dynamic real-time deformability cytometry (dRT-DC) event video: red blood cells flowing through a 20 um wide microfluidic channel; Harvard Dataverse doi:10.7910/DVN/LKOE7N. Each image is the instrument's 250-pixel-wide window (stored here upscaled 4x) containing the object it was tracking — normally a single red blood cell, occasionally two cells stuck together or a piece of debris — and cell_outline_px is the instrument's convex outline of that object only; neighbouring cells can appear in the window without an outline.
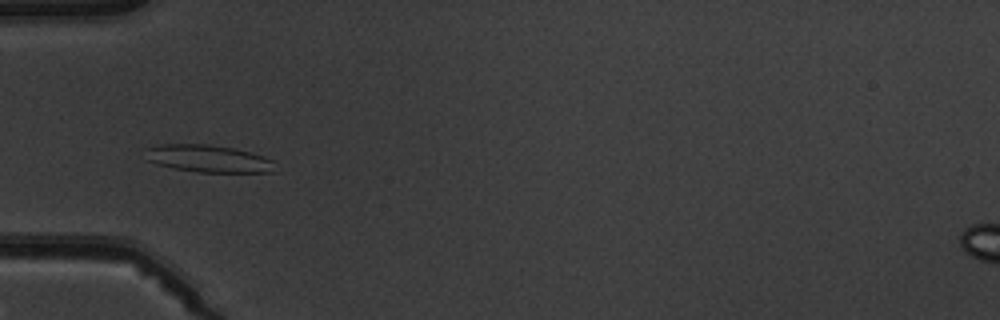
{"species": "common noctule bat (a hibernating species)", "species_latin": "Nyctalus noctula", "temperature_condition": "warm", "stored_images_in_passage": 8, "camera_frame_rate_fps": 3000, "um_per_image_px": 0.085, "animal": {"sex": "male", "body_mass_g": 19.5, "forearm_length_mm": 54.6}, "frame": {"image": 1, "passage_image": 5, "time_ms": 4.667, "image_size_px": [1000, 320], "cell_outline_px": [[276, 172], [196, 172], [172, 168], [156, 164], [144, 160], [144, 148], [160, 144], [208, 144], [232, 148], [252, 152], [276, 160]], "centroid_in_image_um": [17.69, 13.48], "position_along_channel_um": 67.3, "area_um2": 21.27}}
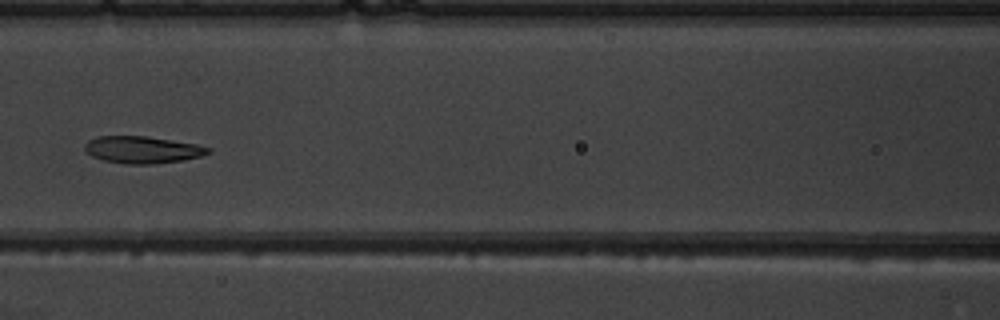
{"frame": {"image": 2, "passage_image": 7, "time_ms": 7.0, "image_size_px": [1000, 320], "cell_outline_px": [[212, 152], [200, 156], [184, 160], [152, 164], [124, 164], [104, 160], [92, 156], [84, 148], [84, 144], [88, 140], [96, 136], [148, 136], [196, 144], [212, 148]], "centroid_in_image_um": [12.12, 12.72], "position_along_channel_um": 154.5, "area_um2": 19.54}}
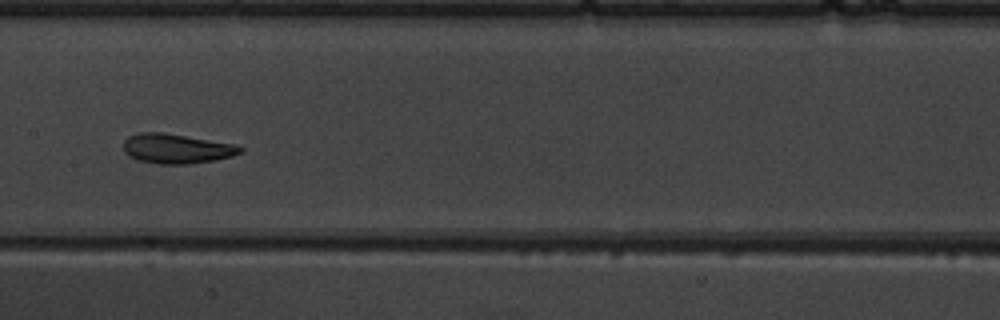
{"frame": {"image": 3, "passage_image": 8, "time_ms": 8.0, "image_size_px": [1000, 320], "cell_outline_px": [[244, 152], [232, 156], [216, 160], [192, 164], [156, 164], [140, 160], [128, 156], [124, 152], [124, 140], [128, 136], [140, 132], [160, 132], [236, 144], [244, 148]], "centroid_in_image_um": [15.03, 12.64], "position_along_channel_um": 192.4, "area_um2": 20.35}}